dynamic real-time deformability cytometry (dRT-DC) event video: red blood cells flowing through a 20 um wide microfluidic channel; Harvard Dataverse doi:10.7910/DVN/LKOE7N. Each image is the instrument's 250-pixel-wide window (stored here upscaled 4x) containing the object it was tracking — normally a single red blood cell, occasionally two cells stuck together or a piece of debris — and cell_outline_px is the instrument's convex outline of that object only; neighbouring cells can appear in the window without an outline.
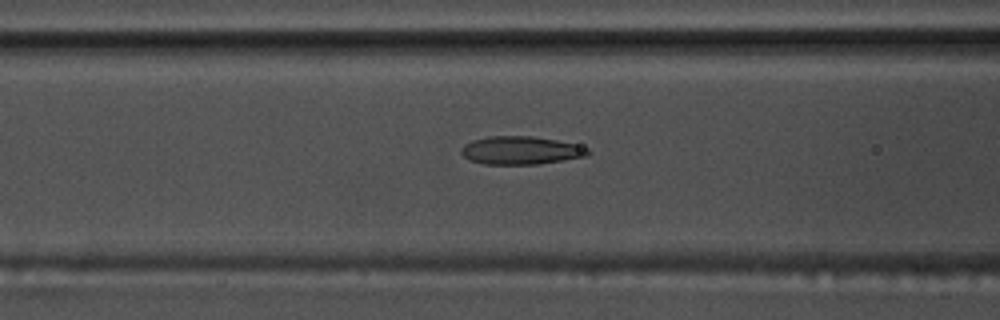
{"species": "common noctule bat (a hibernating species)", "species_latin": "Nyctalus noctula", "temperature_condition": "warm", "stored_images_in_passage": 55, "camera_frame_rate_fps": 3000, "um_per_image_px": 0.085, "animal": {"sex": "male", "body_mass_g": 17.5, "forearm_length_mm": 52.3}, "frame": {"image": 1, "passage_image": 22, "time_ms": 7.0, "image_size_px": [1000, 320], "cell_outline_px": [[592, 152], [588, 156], [540, 164], [484, 164], [472, 160], [464, 156], [460, 152], [464, 144], [472, 140], [488, 136], [532, 136], [556, 140], [588, 148]], "centroid_in_image_um": [44.28, 12.78], "position_along_channel_um": 122.3, "area_um2": 20.69}}
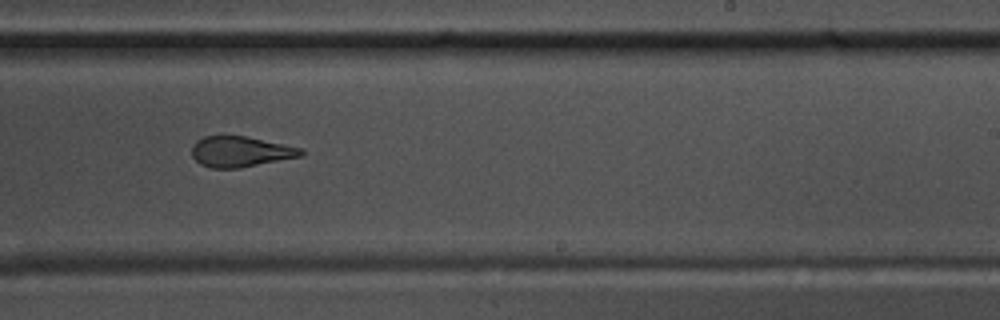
{"frame": {"image": 2, "passage_image": 34, "time_ms": 11.0, "image_size_px": [1000, 320], "cell_outline_px": [[304, 152], [300, 156], [240, 168], [212, 168], [200, 164], [192, 156], [192, 144], [196, 140], [204, 136], [248, 136], [300, 148]], "centroid_in_image_um": [20.38, 12.88], "position_along_channel_um": 268.6, "area_um2": 19.31}}
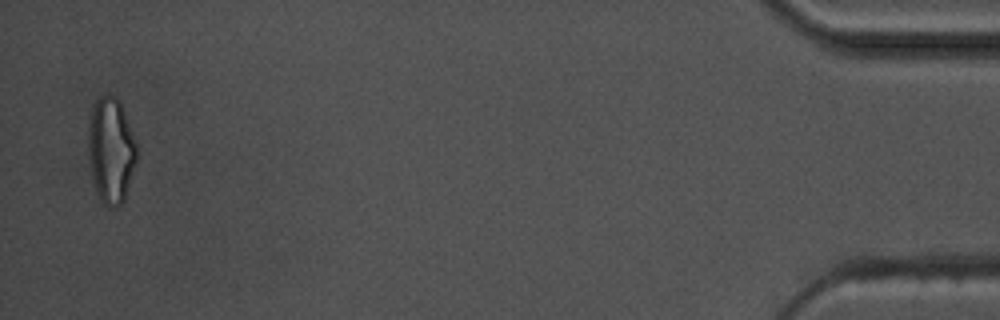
{"frame": {"image": 3, "passage_image": 54, "time_ms": 17.667, "image_size_px": [1000, 320], "cell_outline_px": [[136, 160], [124, 200], [116, 208], [108, 208], [104, 204], [96, 188], [92, 176], [88, 156], [88, 128], [92, 108], [96, 100], [100, 96], [108, 92], [116, 96], [120, 100], [136, 140]], "centroid_in_image_um": [9.43, 12.71], "position_along_channel_um": 425.8, "area_um2": 29.94}, "authors_computed_cell_mechanics": {"area_um2": 20.6924, "velocity_mm_per_s": 3.6654, "shape_relaxation_time_tau1_ms": null, "shape_relaxation_time_tau2_ms": 2.0067, "deformation_change_tau1": null, "deformation_change_tau2": 0.1119}}